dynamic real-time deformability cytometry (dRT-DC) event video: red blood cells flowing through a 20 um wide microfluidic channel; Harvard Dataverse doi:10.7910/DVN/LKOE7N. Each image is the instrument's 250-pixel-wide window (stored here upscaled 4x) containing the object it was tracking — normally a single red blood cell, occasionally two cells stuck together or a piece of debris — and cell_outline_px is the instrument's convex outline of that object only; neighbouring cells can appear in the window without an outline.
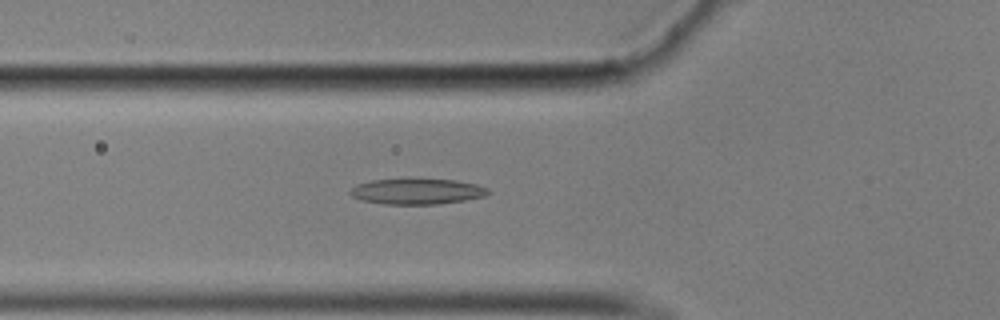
{"species": "common noctule bat (a hibernating species)", "species_latin": "Nyctalus noctula", "temperature_condition": "cold", "stored_images_in_passage": 56, "camera_frame_rate_fps": 3000, "um_per_image_px": 0.085, "animal": {"sex": "male", "body_mass_g": 17.9}, "frame": {"image": 1, "passage_image": 19, "time_ms": 6.0, "image_size_px": [1000, 320], "cell_outline_px": [[492, 192], [484, 196], [464, 200], [440, 204], [384, 204], [360, 200], [352, 196], [348, 192], [356, 184], [372, 180], [456, 180], [476, 184], [488, 188]], "centroid_in_image_um": [35.45, 16.28], "position_along_channel_um": 90.4, "area_um2": 20.4}}
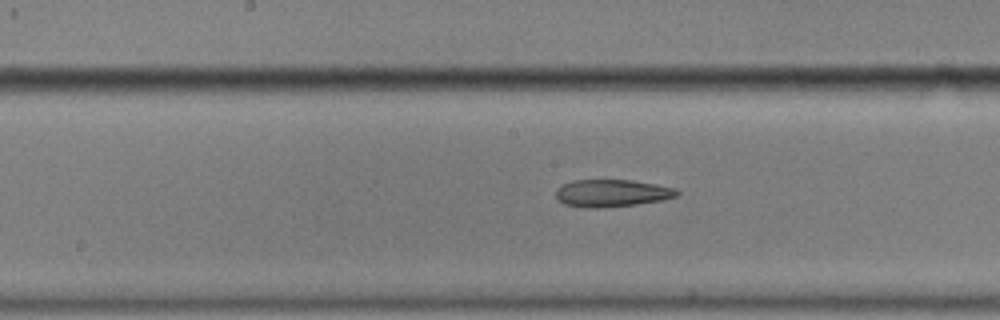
{"frame": {"image": 2, "passage_image": 28, "time_ms": 9.0, "image_size_px": [1000, 320], "cell_outline_px": [[680, 192], [676, 196], [660, 200], [636, 204], [592, 208], [588, 208], [564, 204], [556, 196], [556, 188], [560, 184], [572, 180], [632, 180], [656, 184], [676, 188]], "centroid_in_image_um": [51.98, 16.4], "position_along_channel_um": 196.2, "area_um2": 19.19}}
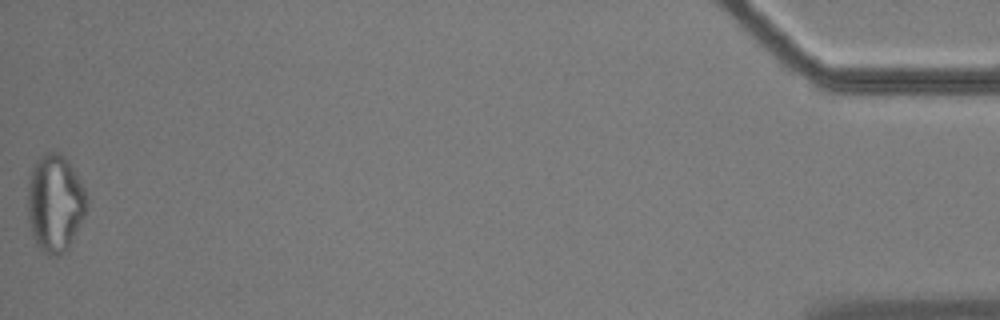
{"frame": {"image": 3, "passage_image": 56, "time_ms": 18.333, "image_size_px": [1000, 320], "cell_outline_px": [[88, 204], [84, 216], [64, 252], [56, 256], [48, 256], [36, 244], [32, 236], [28, 220], [28, 180], [32, 168], [36, 160], [44, 152], [60, 152], [72, 168], [84, 188], [88, 200]], "centroid_in_image_um": [4.65, 17.26], "position_along_channel_um": 430.6, "area_um2": 33.29}, "authors_computed_cell_mechanics": {"area_um2": 20.8369, "velocity_mm_per_s": 3.4942, "shape_relaxation_time_tau1_ms": null, "shape_relaxation_time_tau2_ms": 9.5026, "deformation_change_tau1": null, "deformation_change_tau2": 0.2186}}